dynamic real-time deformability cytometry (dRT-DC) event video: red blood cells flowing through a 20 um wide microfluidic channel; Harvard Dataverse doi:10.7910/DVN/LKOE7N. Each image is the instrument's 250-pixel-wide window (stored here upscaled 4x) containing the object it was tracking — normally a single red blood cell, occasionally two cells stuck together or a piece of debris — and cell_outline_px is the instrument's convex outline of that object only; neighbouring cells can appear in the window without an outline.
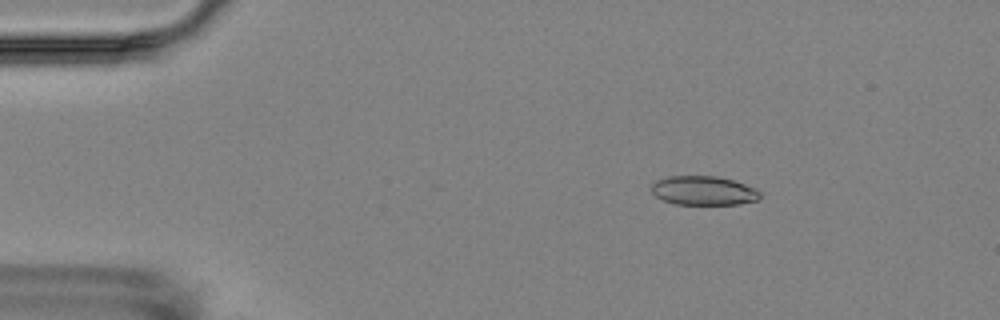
{"species": "Egyptian fruit bat (a non-hibernating species)", "species_latin": "Rousettus aegyptiacus", "temperature_condition": "room temperature", "stored_images_in_passage": 5, "camera_frame_rate_fps": 3000, "um_per_image_px": 0.085, "animal": {"sex": "female"}, "frame": {"image": 1, "passage_image": 2, "time_ms": 1.333, "image_size_px": [1000, 320], "cell_outline_px": [[760, 196], [756, 200], [740, 204], [676, 204], [664, 200], [656, 196], [652, 192], [652, 184], [656, 180], [668, 176], [716, 176], [732, 180], [744, 184], [760, 192]], "centroid_in_image_um": [59.77, 16.2], "position_along_channel_um": 25.2, "area_um2": 18.15}}
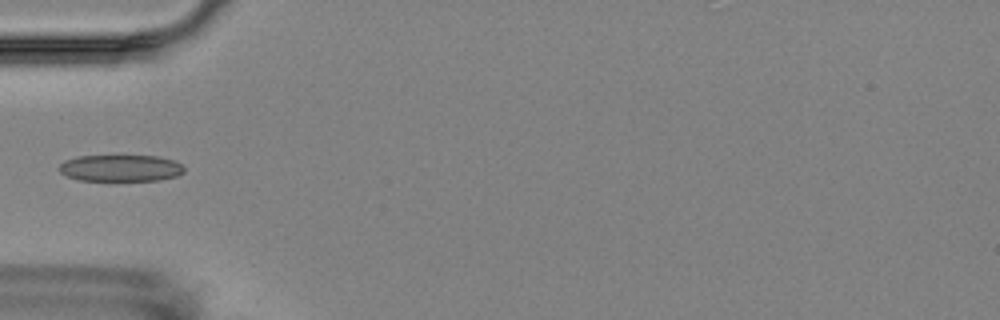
{"frame": {"image": 2, "passage_image": 5, "time_ms": 4.667, "image_size_px": [1000, 320], "cell_outline_px": [[184, 172], [176, 176], [160, 180], [80, 180], [68, 176], [60, 172], [60, 164], [64, 160], [76, 156], [160, 156], [176, 160], [184, 168]], "centroid_in_image_um": [10.28, 14.28], "position_along_channel_um": 74.7, "area_um2": 19.36}}